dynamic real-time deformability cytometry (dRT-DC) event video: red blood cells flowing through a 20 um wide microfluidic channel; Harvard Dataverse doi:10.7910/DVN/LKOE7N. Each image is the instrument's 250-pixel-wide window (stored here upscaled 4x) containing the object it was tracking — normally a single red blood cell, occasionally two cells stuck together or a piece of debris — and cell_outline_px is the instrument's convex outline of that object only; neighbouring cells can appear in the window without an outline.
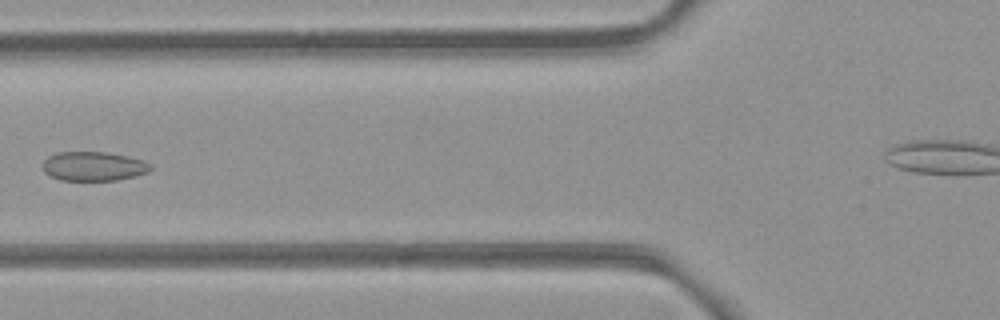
{"species": "common noctule bat (a hibernating species)", "species_latin": "Nyctalus noctula", "temperature_condition": "room temperature", "stored_images_in_passage": 6, "camera_frame_rate_fps": 3000, "um_per_image_px": 0.085, "animal": {"sex": "female", "body_mass_g": 21.9}, "frame": {"image": 1, "passage_image": 6, "time_ms": 1.667, "image_size_px": [1000, 320], "cell_outline_px": [[152, 168], [148, 172], [116, 180], [60, 180], [44, 172], [44, 160], [48, 156], [56, 152], [104, 152], [128, 156], [144, 160], [152, 164]], "centroid_in_image_um": [7.97, 14.12], "position_along_channel_um": 117.8, "area_um2": 18.26}}